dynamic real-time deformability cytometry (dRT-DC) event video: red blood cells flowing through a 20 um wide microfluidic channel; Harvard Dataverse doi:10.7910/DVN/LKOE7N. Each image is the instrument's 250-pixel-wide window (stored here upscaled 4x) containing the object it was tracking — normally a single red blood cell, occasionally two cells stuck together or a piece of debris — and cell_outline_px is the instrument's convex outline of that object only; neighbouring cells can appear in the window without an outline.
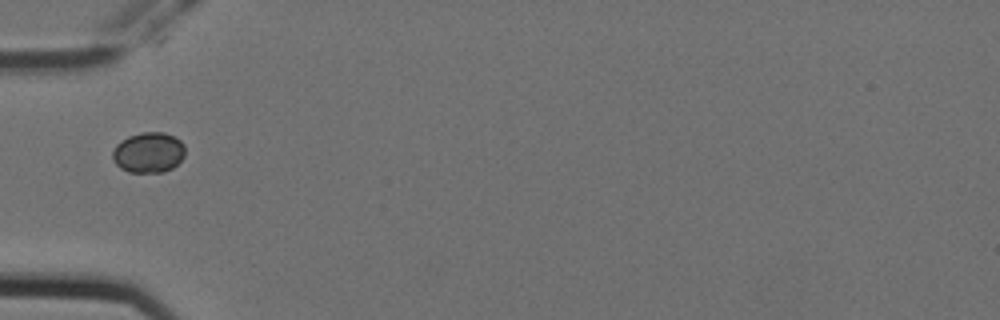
{"species": "Egyptian fruit bat (a non-hibernating species)", "species_latin": "Rousettus aegyptiacus", "temperature_condition": "cold", "stored_images_in_passage": 2, "camera_frame_rate_fps": 3000, "um_per_image_px": 0.085, "animal": {"sex": "female"}, "frame": {"image": 1, "passage_image": 1, "time_ms": 0.0, "image_size_px": [1000, 320], "cell_outline_px": [[184, 156], [172, 168], [164, 172], [128, 172], [120, 168], [112, 160], [112, 152], [116, 144], [120, 140], [128, 136], [140, 132], [164, 132], [180, 140], [184, 144]], "centroid_in_image_um": [12.59, 12.96], "position_along_channel_um": 72.4, "area_um2": 17.22}}
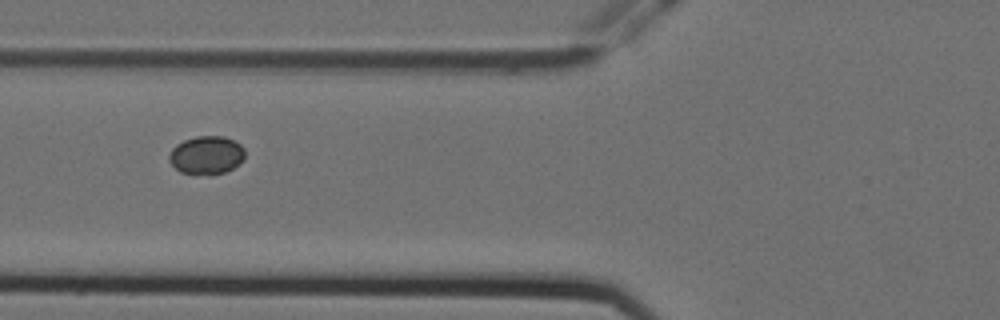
{"frame": {"image": 2, "passage_image": 2, "time_ms": 0.333, "image_size_px": [1000, 320], "cell_outline_px": [[244, 160], [232, 168], [224, 172], [212, 176], [192, 176], [180, 172], [168, 160], [168, 156], [172, 148], [176, 144], [184, 140], [196, 136], [224, 136], [240, 144], [244, 148]], "centroid_in_image_um": [17.52, 13.22], "position_along_channel_um": 108.3, "area_um2": 17.34}}